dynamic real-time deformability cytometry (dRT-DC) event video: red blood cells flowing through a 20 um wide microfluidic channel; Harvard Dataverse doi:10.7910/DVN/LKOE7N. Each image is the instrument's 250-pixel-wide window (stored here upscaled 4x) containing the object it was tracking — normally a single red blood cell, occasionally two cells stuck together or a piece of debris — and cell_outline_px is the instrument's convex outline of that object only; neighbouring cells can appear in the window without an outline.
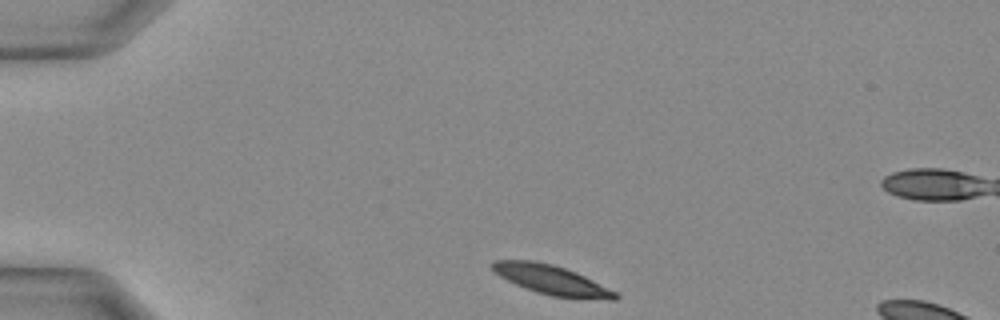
{"species": "Egyptian fruit bat (a non-hibernating species)", "species_latin": "Rousettus aegyptiacus", "temperature_condition": "warm", "stored_images_in_passage": 29, "camera_frame_rate_fps": 3000, "um_per_image_px": 0.085, "animal": {"sex": "female"}, "frame": {"image": 1, "passage_image": 1, "time_ms": 0.0, "image_size_px": [1000, 320], "cell_outline_px": [[620, 296], [616, 300], [612, 300], [552, 296], [536, 292], [516, 284], [500, 276], [492, 268], [492, 264], [496, 260], [532, 260], [552, 264], [576, 272], [616, 292]], "centroid_in_image_um": [46.9, 23.79], "position_along_channel_um": 38.1, "area_um2": 20.63}}
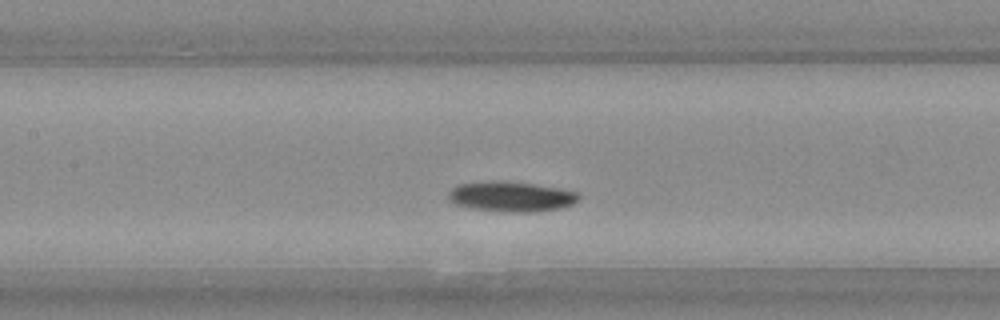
{"frame": {"image": 2, "passage_image": 10, "time_ms": 3.0, "image_size_px": [1000, 320], "cell_outline_px": [[580, 200], [572, 204], [560, 208], [536, 212], [508, 212], [472, 208], [456, 204], [448, 200], [448, 192], [456, 184], [532, 184], [556, 188], [576, 192], [580, 196]], "centroid_in_image_um": [43.49, 16.77], "position_along_channel_um": 163.9, "area_um2": 21.73}}
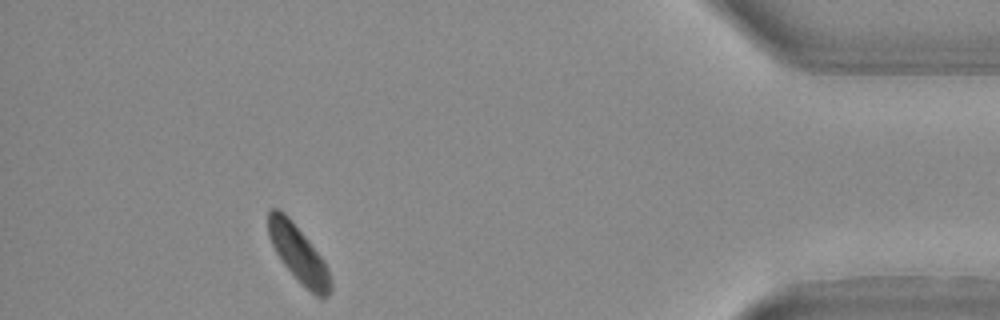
{"frame": {"image": 3, "passage_image": 25, "time_ms": 8.0, "image_size_px": [1000, 320], "cell_outline_px": [[332, 288], [328, 296], [316, 296], [284, 264], [276, 252], [268, 236], [268, 212], [272, 208], [276, 208], [284, 212], [292, 220], [324, 260], [328, 268], [332, 280]], "centroid_in_image_um": [25.38, 21.54], "position_along_channel_um": 409.8, "area_um2": 20.11}}